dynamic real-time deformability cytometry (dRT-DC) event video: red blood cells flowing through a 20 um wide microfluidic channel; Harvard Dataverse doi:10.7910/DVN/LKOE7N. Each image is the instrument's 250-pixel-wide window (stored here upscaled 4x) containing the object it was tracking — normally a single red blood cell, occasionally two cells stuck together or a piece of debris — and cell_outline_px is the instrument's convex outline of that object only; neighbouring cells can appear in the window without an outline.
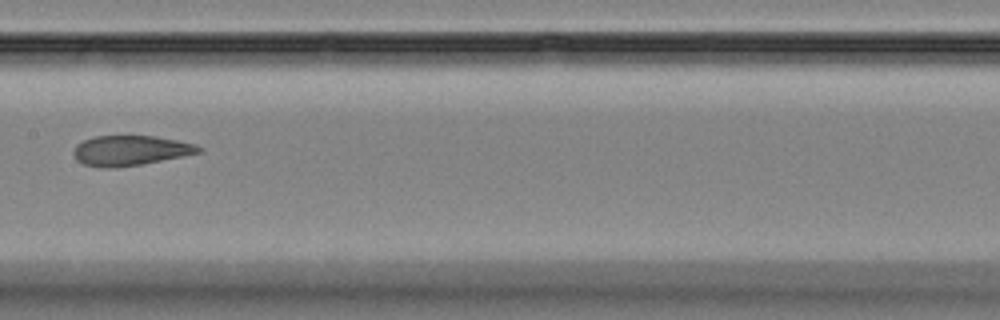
{"species": "Egyptian fruit bat (a non-hibernating species)", "species_latin": "Rousettus aegyptiacus", "temperature_condition": "room temperature", "stored_images_in_passage": 4, "camera_frame_rate_fps": 3000, "um_per_image_px": 0.085, "animal": {"sex": "female"}, "frame": {"image": 1, "passage_image": 4, "time_ms": 3.333, "image_size_px": [1000, 320], "cell_outline_px": [[204, 148], [200, 152], [140, 164], [116, 168], [100, 168], [84, 164], [76, 160], [72, 152], [76, 144], [92, 136], [156, 136], [176, 140], [192, 144]], "centroid_in_image_um": [11.0, 12.79], "position_along_channel_um": 196.4, "area_um2": 21.73}}